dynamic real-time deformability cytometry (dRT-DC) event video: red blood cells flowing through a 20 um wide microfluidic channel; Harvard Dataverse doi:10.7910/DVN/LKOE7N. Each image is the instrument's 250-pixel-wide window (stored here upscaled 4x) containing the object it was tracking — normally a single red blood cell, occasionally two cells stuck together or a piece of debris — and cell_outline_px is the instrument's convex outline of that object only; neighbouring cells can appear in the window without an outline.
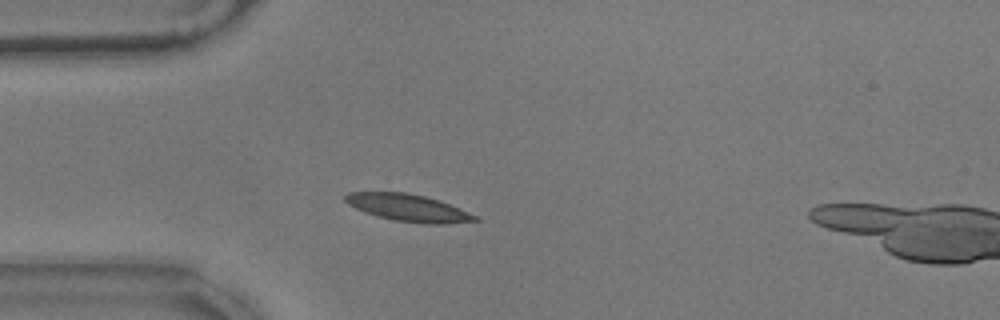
{"species": "common noctule bat (a hibernating species)", "species_latin": "Nyctalus noctula", "temperature_condition": "warm", "stored_images_in_passage": 54, "camera_frame_rate_fps": 3000, "um_per_image_px": 0.085, "animal": {"sex": "male", "body_mass_g": 17.9}, "frame": {"image": 1, "passage_image": 11, "time_ms": 3.333, "image_size_px": [1000, 320], "cell_outline_px": [[480, 220], [444, 224], [424, 224], [392, 220], [364, 212], [348, 204], [344, 200], [344, 196], [348, 192], [404, 192], [424, 196], [440, 200], [460, 208], [476, 216]], "centroid_in_image_um": [34.69, 17.66], "position_along_channel_um": 50.3, "area_um2": 20.52}}
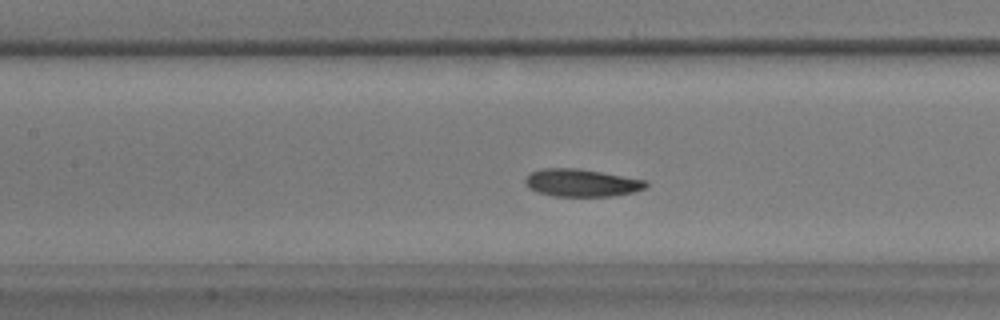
{"frame": {"image": 2, "passage_image": 21, "time_ms": 6.667, "image_size_px": [1000, 320], "cell_outline_px": [[648, 184], [644, 188], [632, 192], [612, 196], [552, 196], [536, 192], [528, 188], [524, 180], [532, 172], [544, 168], [576, 168], [648, 180]], "centroid_in_image_um": [49.42, 15.54], "position_along_channel_um": 158.0, "area_um2": 19.31}}
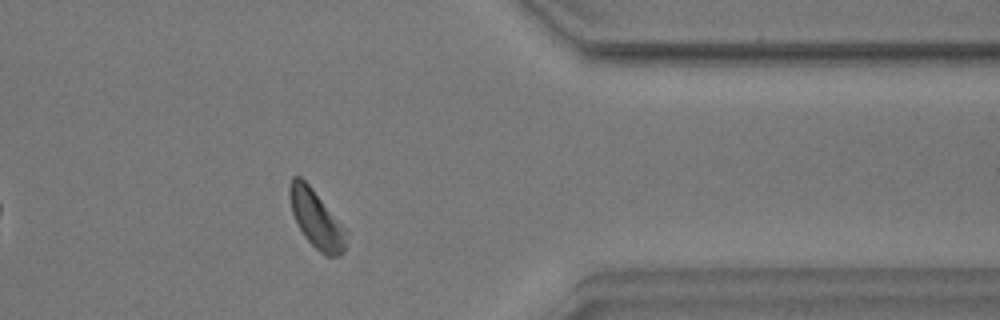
{"frame": {"image": 3, "passage_image": 42, "time_ms": 13.667, "image_size_px": [1000, 320], "cell_outline_px": [[348, 232], [344, 252], [340, 256], [324, 256], [304, 236], [292, 212], [288, 196], [288, 188], [292, 176], [300, 176], [312, 188]], "centroid_in_image_um": [26.88, 18.62], "position_along_channel_um": 384.5, "area_um2": 18.96}, "authors_computed_cell_mechanics": {"area_um2": 19.5653, "velocity_mm_per_s": 3.4744, "shape_relaxation_time_tau1_ms": 3.0743, "shape_relaxation_time_tau2_ms": 3.4743, "deformation_change_tau1": 0.0857, "deformation_change_tau2": 0.0824}}